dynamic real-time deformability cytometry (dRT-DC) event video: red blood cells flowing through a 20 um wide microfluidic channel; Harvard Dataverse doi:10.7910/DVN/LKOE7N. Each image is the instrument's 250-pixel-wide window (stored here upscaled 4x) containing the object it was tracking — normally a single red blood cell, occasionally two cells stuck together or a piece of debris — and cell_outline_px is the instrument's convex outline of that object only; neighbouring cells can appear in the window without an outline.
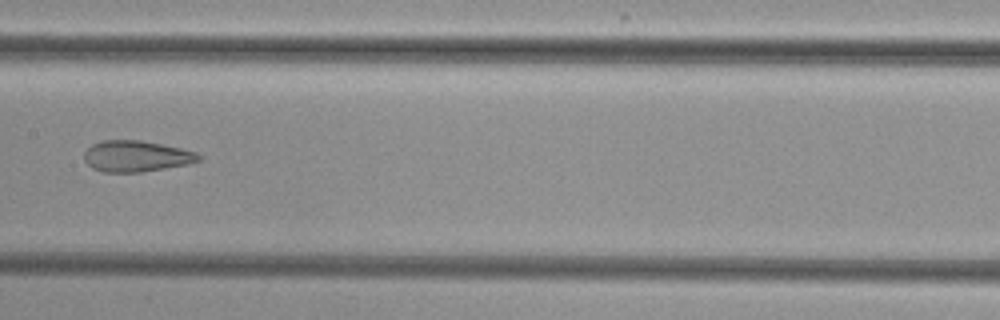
{"species": "common noctule bat (a hibernating species)", "species_latin": "Nyctalus noctula", "temperature_condition": "cold", "stored_images_in_passage": 6, "camera_frame_rate_fps": 3000, "um_per_image_px": 0.085, "animal": {"sex": "female", "body_mass_g": 29.2, "forearm_length_mm": 56.3}, "frame": {"image": 1, "passage_image": 6, "time_ms": 7.333, "image_size_px": [1000, 320], "cell_outline_px": [[200, 160], [188, 164], [140, 172], [104, 172], [92, 168], [84, 160], [84, 152], [92, 144], [100, 140], [140, 140], [180, 148], [196, 152], [200, 156]], "centroid_in_image_um": [11.54, 13.27], "position_along_channel_um": 195.9, "area_um2": 20.63}}